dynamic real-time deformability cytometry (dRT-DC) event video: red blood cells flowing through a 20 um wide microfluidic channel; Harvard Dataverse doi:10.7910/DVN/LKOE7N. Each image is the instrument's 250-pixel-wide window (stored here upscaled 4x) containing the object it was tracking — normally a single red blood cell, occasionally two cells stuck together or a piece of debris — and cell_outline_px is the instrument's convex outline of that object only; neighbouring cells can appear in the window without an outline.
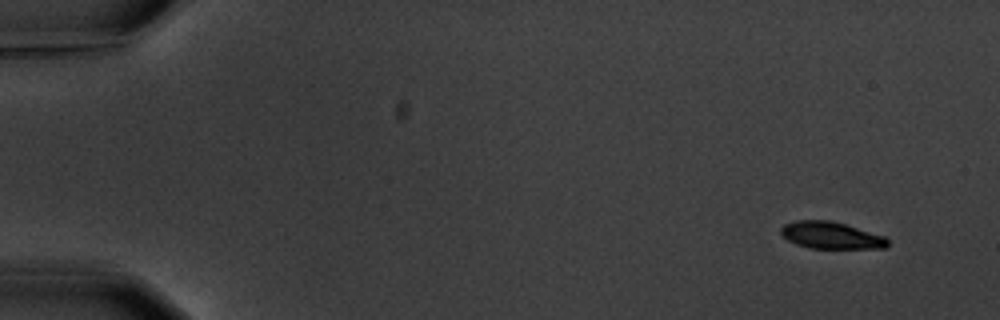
{"species": "common noctule bat (a hibernating species)", "species_latin": "Nyctalus noctula", "temperature_condition": "warm", "stored_images_in_passage": 5, "camera_frame_rate_fps": 3000, "um_per_image_px": 0.085, "animal": {"sex": "male", "body_mass_g": 20.1, "forearm_length_mm": 53.5}, "frame": {"image": 1, "passage_image": 1, "time_ms": 0.0, "image_size_px": [1000, 320], "cell_outline_px": [[888, 244], [884, 248], [808, 248], [796, 244], [788, 240], [780, 232], [780, 228], [784, 224], [796, 220], [832, 220], [884, 236], [888, 240]], "centroid_in_image_um": [70.61, 19.99], "position_along_channel_um": 14.4, "area_um2": 16.7}}
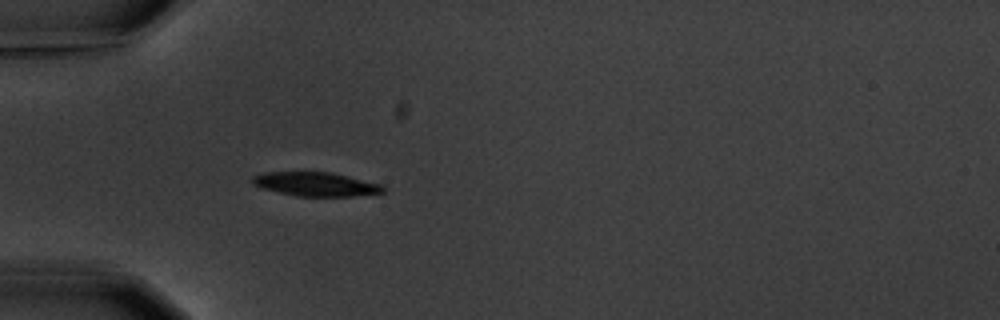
{"frame": {"image": 2, "passage_image": 5, "time_ms": 4.667, "image_size_px": [1000, 320], "cell_outline_px": [[384, 192], [352, 196], [296, 196], [264, 188], [256, 184], [252, 180], [252, 176], [264, 172], [332, 172], [380, 184], [384, 188]], "centroid_in_image_um": [26.85, 15.64], "position_along_channel_um": 58.1, "area_um2": 17.86}}